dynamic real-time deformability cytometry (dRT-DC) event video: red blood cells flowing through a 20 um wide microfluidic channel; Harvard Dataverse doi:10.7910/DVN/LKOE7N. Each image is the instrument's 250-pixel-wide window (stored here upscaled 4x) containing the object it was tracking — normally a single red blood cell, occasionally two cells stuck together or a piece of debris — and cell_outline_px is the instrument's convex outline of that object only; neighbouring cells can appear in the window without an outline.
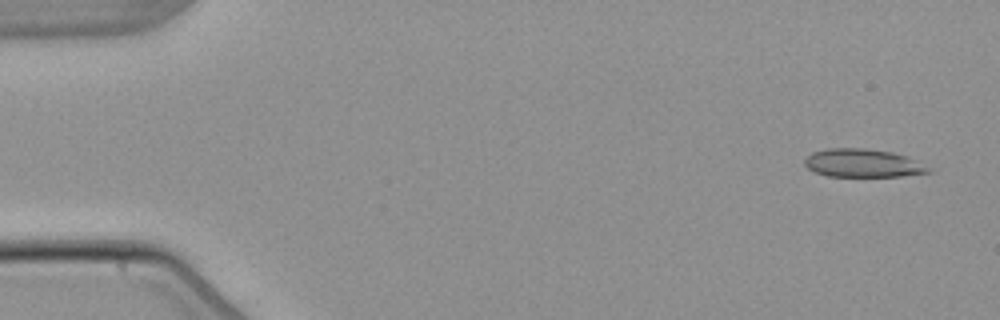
{"species": "common noctule bat (a hibernating species)", "species_latin": "Nyctalus noctula", "temperature_condition": "warm", "stored_images_in_passage": 5, "camera_frame_rate_fps": 3000, "um_per_image_px": 0.085, "animal": {"sex": "male", "body_mass_g": 21.5, "forearm_length_mm": 52.0}, "frame": {"image": 1, "passage_image": 1, "time_ms": 0.0, "image_size_px": [1000, 320], "cell_outline_px": [[932, 172], [904, 176], [828, 176], [816, 172], [808, 168], [804, 164], [804, 160], [812, 152], [828, 148], [868, 148], [892, 152], [908, 156], [932, 168]], "centroid_in_image_um": [73.39, 13.86], "position_along_channel_um": 11.6, "area_um2": 20.52}}
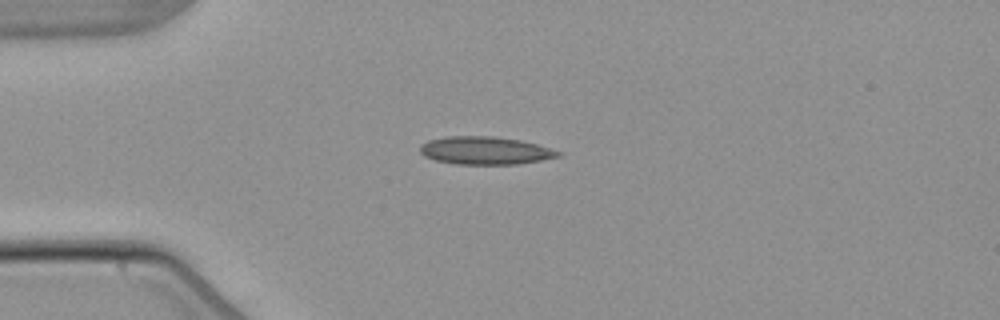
{"frame": {"image": 2, "passage_image": 4, "time_ms": 3.667, "image_size_px": [1000, 320], "cell_outline_px": [[560, 156], [540, 160], [516, 164], [456, 164], [436, 160], [424, 156], [420, 152], [420, 144], [428, 140], [448, 136], [492, 136], [520, 140], [536, 144], [560, 152]], "centroid_in_image_um": [41.18, 12.79], "position_along_channel_um": 43.8, "area_um2": 22.2}}